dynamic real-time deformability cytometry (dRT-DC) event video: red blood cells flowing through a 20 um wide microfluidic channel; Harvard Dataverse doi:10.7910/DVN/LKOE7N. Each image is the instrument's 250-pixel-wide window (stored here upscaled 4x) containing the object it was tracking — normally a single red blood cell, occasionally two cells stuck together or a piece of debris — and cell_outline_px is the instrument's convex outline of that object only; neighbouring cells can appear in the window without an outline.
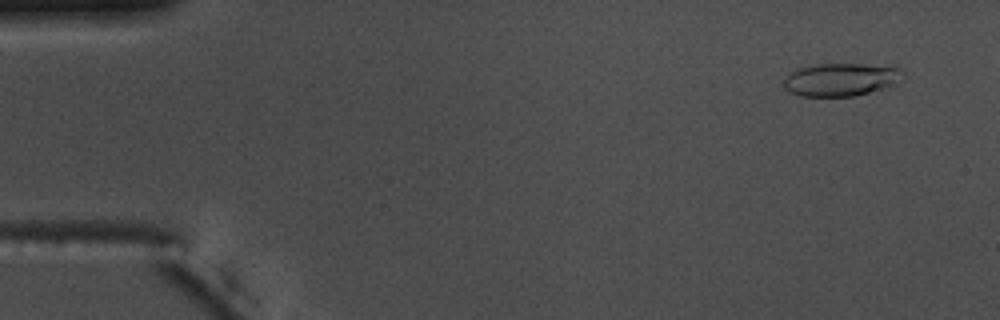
{"species": "common noctule bat (a hibernating species)", "species_latin": "Nyctalus noctula", "temperature_condition": "warm", "stored_images_in_passage": 55, "camera_frame_rate_fps": 3000, "um_per_image_px": 0.085, "animal": {"sex": "male", "body_mass_g": 17.5, "forearm_length_mm": 52.3}, "frame": {"image": 1, "passage_image": 4, "time_ms": 1.0, "image_size_px": [1000, 320], "cell_outline_px": [[904, 72], [892, 88], [852, 96], [800, 96], [788, 92], [784, 88], [784, 80], [796, 68], [816, 64], [896, 64]], "centroid_in_image_um": [71.56, 6.75], "position_along_channel_um": 13.4, "area_um2": 23.47}}
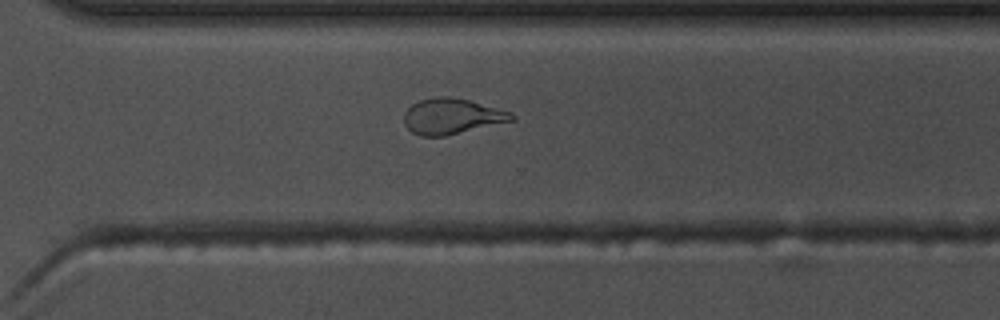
{"frame": {"image": 2, "passage_image": 39, "time_ms": 12.667, "image_size_px": [1000, 320], "cell_outline_px": [[516, 120], [444, 136], [420, 136], [412, 132], [404, 124], [404, 112], [412, 104], [420, 100], [436, 96], [448, 96], [468, 100], [512, 112], [516, 116]], "centroid_in_image_um": [38.41, 9.88], "position_along_channel_um": 332.2, "area_um2": 22.37}}
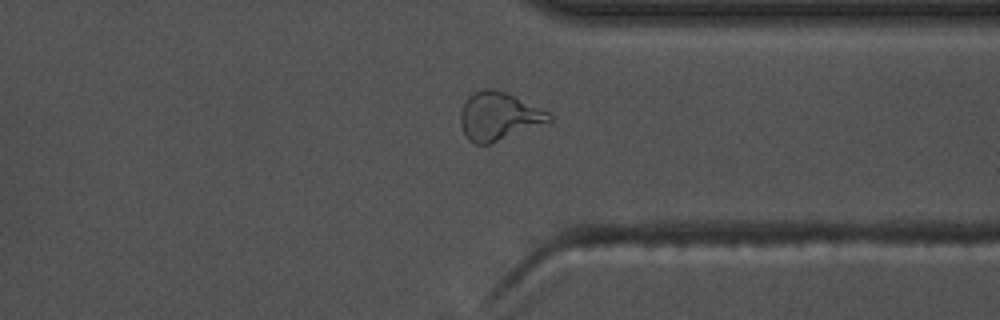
{"frame": {"image": 3, "passage_image": 42, "time_ms": 13.667, "image_size_px": [1000, 320], "cell_outline_px": [[552, 120], [488, 144], [476, 144], [468, 140], [464, 136], [460, 124], [460, 112], [468, 96], [484, 88], [492, 88], [504, 92], [548, 112], [552, 116]], "centroid_in_image_um": [42.32, 9.88], "position_along_channel_um": 369.1, "area_um2": 24.22}, "authors_computed_cell_mechanics": {"area_um2": 22.4842, "velocity_mm_per_s": 3.7568, "shape_relaxation_time_tau1_ms": 6.2469, "shape_relaxation_time_tau2_ms": 1.6262, "deformation_change_tau1": 0.2007, "deformation_change_tau2": 0.0864}}